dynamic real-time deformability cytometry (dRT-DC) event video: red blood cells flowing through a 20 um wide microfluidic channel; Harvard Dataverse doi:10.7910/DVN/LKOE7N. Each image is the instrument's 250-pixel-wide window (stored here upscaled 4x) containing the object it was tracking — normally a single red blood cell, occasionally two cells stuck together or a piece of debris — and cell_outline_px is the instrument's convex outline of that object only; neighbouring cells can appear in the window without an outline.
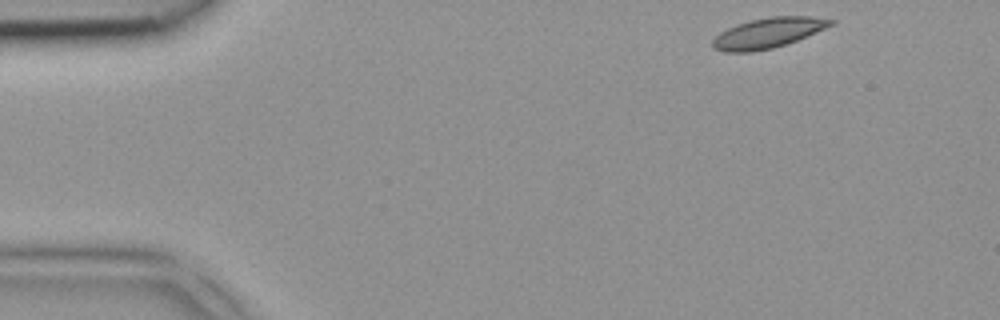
{"species": "common noctule bat (a hibernating species)", "species_latin": "Nyctalus noctula", "temperature_condition": "room temperature", "stored_images_in_passage": 4, "camera_frame_rate_fps": 3000, "um_per_image_px": 0.085, "animal": {"sex": "female", "body_mass_g": 18.4}, "frame": {"image": 1, "passage_image": 1, "time_ms": 0.0, "image_size_px": [1000, 320], "cell_outline_px": [[836, 24], [796, 40], [772, 48], [752, 52], [724, 52], [712, 48], [712, 40], [720, 32], [736, 24], [752, 20], [772, 16], [812, 16], [836, 20]], "centroid_in_image_um": [65.29, 2.79], "position_along_channel_um": 19.7, "area_um2": 20.75}}
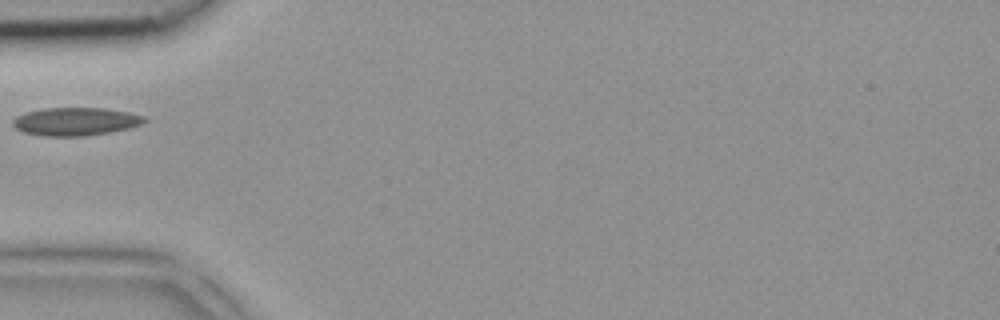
{"frame": {"image": 2, "passage_image": 4, "time_ms": 1.0, "image_size_px": [1000, 320], "cell_outline_px": [[148, 120], [140, 124], [128, 128], [108, 132], [84, 136], [44, 136], [24, 132], [16, 128], [12, 124], [12, 120], [16, 116], [24, 112], [44, 108], [104, 108], [128, 112], [144, 116]], "centroid_in_image_um": [6.39, 10.32], "position_along_channel_um": 78.6, "area_um2": 21.44}}